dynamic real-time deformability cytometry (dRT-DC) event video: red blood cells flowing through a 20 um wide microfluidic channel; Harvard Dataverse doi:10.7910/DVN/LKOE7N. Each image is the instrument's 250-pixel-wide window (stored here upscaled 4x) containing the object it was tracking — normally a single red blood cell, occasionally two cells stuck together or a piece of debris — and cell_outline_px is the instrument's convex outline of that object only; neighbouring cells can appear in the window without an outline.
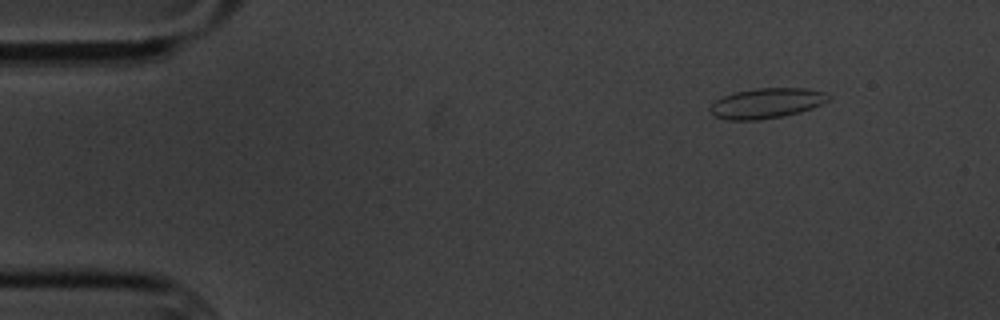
{"species": "common noctule bat (a hibernating species)", "species_latin": "Nyctalus noctula", "temperature_condition": "cold", "stored_images_in_passage": 5, "camera_frame_rate_fps": 3000, "um_per_image_px": 0.085, "animal": {"sex": "male", "body_mass_g": 20.1, "forearm_length_mm": 53.5}, "frame": {"image": 1, "passage_image": 2, "time_ms": 1.333, "image_size_px": [1000, 320], "cell_outline_px": [[832, 96], [828, 100], [812, 108], [800, 112], [784, 116], [756, 120], [724, 120], [716, 116], [708, 108], [716, 100], [724, 96], [736, 92], [756, 88], [808, 88], [828, 92]], "centroid_in_image_um": [65.2, 8.77], "position_along_channel_um": 19.8, "area_um2": 20.87}}